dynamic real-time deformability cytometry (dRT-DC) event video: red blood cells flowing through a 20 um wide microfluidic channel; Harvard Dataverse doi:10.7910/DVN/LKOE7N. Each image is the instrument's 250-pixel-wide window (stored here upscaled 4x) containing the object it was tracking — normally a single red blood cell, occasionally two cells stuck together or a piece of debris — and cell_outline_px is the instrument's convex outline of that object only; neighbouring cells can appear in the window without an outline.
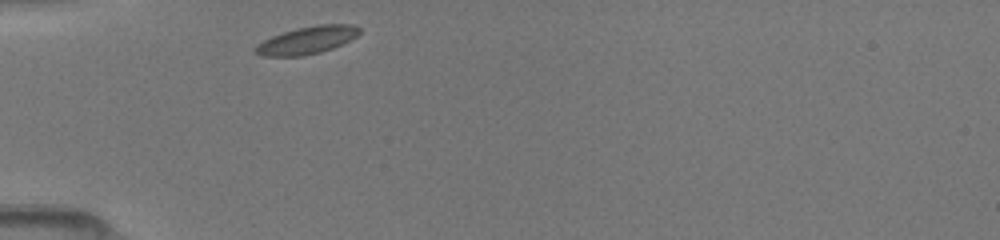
{"species": "common noctule bat (a hibernating species)", "species_latin": "Nyctalus noctula", "temperature_condition": "room temperature", "stored_images_in_passage": 29, "camera_frame_rate_fps": 3000, "um_per_image_px": 0.085, "animal": {"sex": "female", "body_mass_g": 19.5, "forearm_length_mm": 54.1}, "frame": {"image": 1, "passage_image": 1, "time_ms": 0.0, "image_size_px": [1000, 240], "cell_outline_px": [[360, 32], [356, 36], [332, 48], [320, 52], [304, 56], [260, 56], [252, 48], [256, 44], [272, 36], [296, 28], [320, 24], [352, 24], [360, 28]], "centroid_in_image_um": [26.06, 3.42], "position_along_channel_um": 58.9, "area_um2": 16.59}}
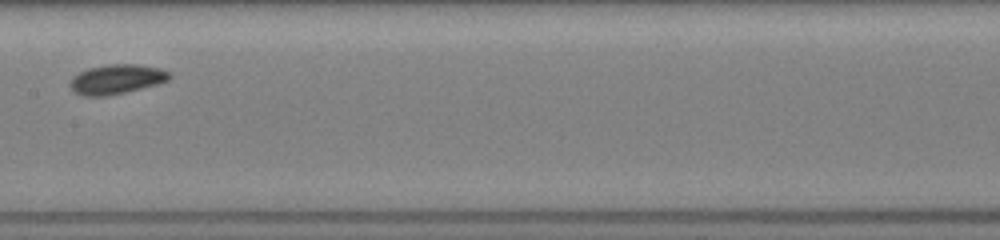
{"frame": {"image": 2, "passage_image": 12, "time_ms": 3.667, "image_size_px": [1000, 240], "cell_outline_px": [[172, 76], [168, 80], [160, 84], [124, 92], [104, 96], [84, 96], [76, 92], [68, 84], [72, 76], [88, 68], [108, 64], [136, 64], [160, 68], [172, 72]], "centroid_in_image_um": [9.94, 6.72], "position_along_channel_um": 197.5, "area_um2": 17.22}}
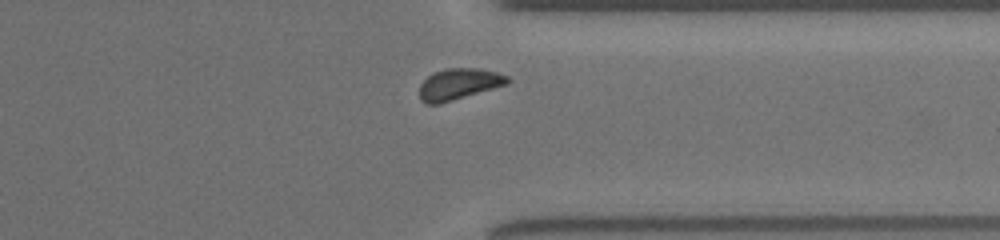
{"frame": {"image": 3, "passage_image": 25, "time_ms": 8.0, "image_size_px": [1000, 240], "cell_outline_px": [[512, 80], [508, 84], [440, 104], [428, 104], [420, 100], [420, 84], [432, 72], [444, 68], [480, 68], [496, 72], [508, 76]], "centroid_in_image_um": [39.01, 7.14], "position_along_channel_um": 372.4, "area_um2": 16.18}}